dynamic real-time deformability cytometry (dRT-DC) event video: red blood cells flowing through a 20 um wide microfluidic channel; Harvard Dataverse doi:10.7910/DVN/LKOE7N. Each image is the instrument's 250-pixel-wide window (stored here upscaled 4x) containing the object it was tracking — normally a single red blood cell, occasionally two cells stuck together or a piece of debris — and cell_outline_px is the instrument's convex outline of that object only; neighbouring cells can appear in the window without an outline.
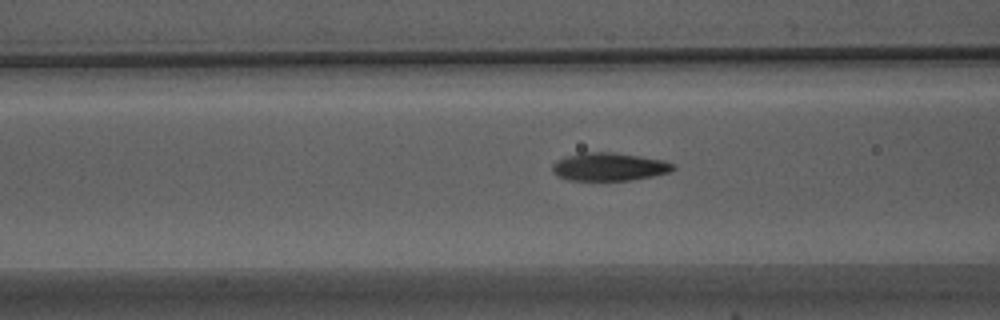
{"species": "Egyptian fruit bat (a non-hibernating species)", "species_latin": "Rousettus aegyptiacus", "temperature_condition": "warm", "stored_images_in_passage": 33, "camera_frame_rate_fps": 3000, "um_per_image_px": 0.085, "animal": {"sex": "male"}, "frame": {"image": 1, "passage_image": 7, "time_ms": 2.0, "image_size_px": [1000, 320], "cell_outline_px": [[676, 168], [668, 172], [652, 176], [632, 180], [568, 180], [556, 176], [552, 172], [552, 164], [556, 160], [568, 156], [584, 152], [612, 152], [640, 156], [664, 160], [676, 164]], "centroid_in_image_um": [51.77, 14.17], "position_along_channel_um": 114.8, "area_um2": 19.83}}
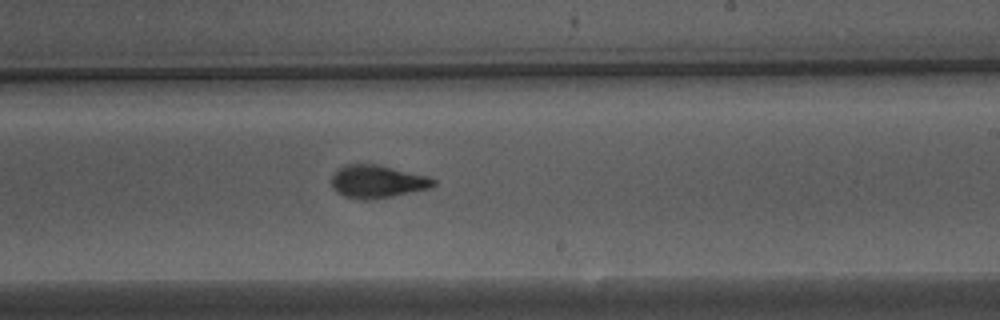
{"frame": {"image": 2, "passage_image": 18, "time_ms": 5.667, "image_size_px": [1000, 320], "cell_outline_px": [[436, 184], [432, 188], [392, 196], [364, 200], [360, 200], [344, 196], [336, 192], [332, 188], [332, 176], [344, 164], [380, 164], [428, 176], [436, 180]], "centroid_in_image_um": [32.09, 15.43], "position_along_channel_um": 256.9, "area_um2": 19.65}}
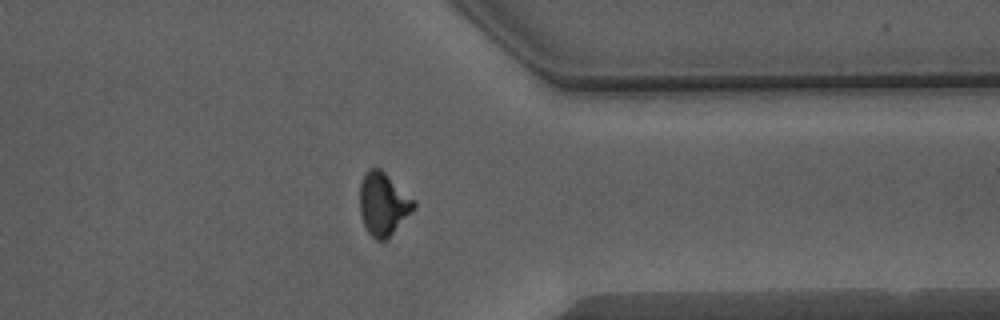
{"frame": {"image": 3, "passage_image": 28, "time_ms": 9.0, "image_size_px": [1000, 320], "cell_outline_px": [[416, 208], [384, 240], [376, 240], [368, 232], [364, 224], [360, 212], [360, 184], [368, 168], [380, 168], [416, 200]], "centroid_in_image_um": [32.59, 17.31], "position_along_channel_um": 378.8, "area_um2": 19.59}}